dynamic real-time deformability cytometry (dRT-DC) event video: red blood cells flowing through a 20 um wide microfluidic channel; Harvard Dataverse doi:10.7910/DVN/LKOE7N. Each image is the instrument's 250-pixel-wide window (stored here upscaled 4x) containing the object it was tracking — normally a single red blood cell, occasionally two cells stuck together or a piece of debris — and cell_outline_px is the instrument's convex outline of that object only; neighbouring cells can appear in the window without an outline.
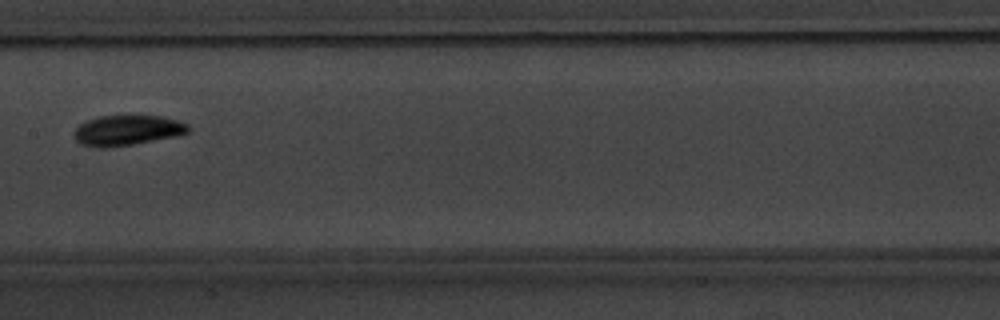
{"species": "common noctule bat (a hibernating species)", "species_latin": "Nyctalus noctula", "temperature_condition": "warm", "stored_images_in_passage": 6, "camera_frame_rate_fps": 3000, "um_per_image_px": 0.085, "animal": {"sex": "male", "body_mass_g": 20.1, "forearm_length_mm": 53.5}, "frame": {"image": 1, "passage_image": 6, "time_ms": 6.667, "image_size_px": [1000, 320], "cell_outline_px": [[188, 132], [176, 136], [132, 144], [104, 148], [96, 148], [80, 144], [72, 136], [72, 132], [80, 124], [88, 120], [100, 116], [160, 116], [176, 120], [188, 124]], "centroid_in_image_um": [10.75, 11.09], "position_along_channel_um": 196.7, "area_um2": 20.0}}